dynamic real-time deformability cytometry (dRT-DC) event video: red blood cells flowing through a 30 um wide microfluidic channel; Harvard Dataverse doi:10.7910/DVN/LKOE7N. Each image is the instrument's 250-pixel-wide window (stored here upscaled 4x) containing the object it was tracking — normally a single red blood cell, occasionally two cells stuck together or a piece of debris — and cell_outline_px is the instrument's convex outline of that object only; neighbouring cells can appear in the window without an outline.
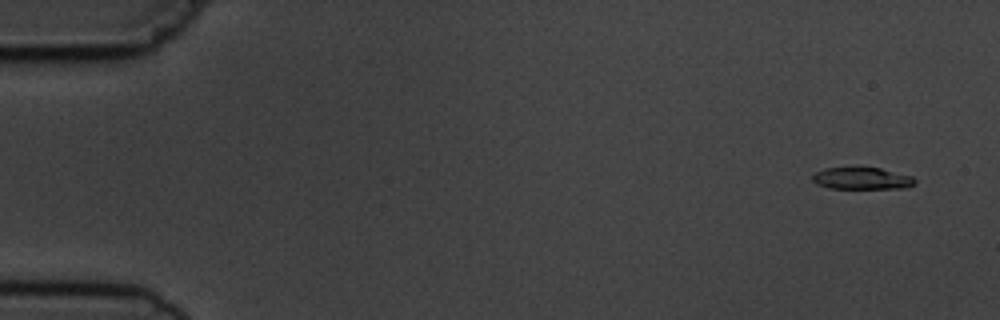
{"species": "common noctule bat (a hibernating species)", "species_latin": "Nyctalus noctula", "temperature_condition": "cold", "stored_images_in_passage": 5, "camera_frame_rate_fps": 3000, "um_per_image_px": 0.085, "animal": {"sex": "male", "body_mass_g": 19.5, "forearm_length_mm": 54.6}, "frame": {"image": 1, "passage_image": 1, "time_ms": 0.0, "image_size_px": [1000, 320], "cell_outline_px": [[916, 184], [908, 188], [828, 188], [816, 184], [812, 180], [812, 176], [816, 172], [824, 168], [880, 168], [912, 176], [916, 180]], "centroid_in_image_um": [73.28, 15.17], "position_along_channel_um": 11.7, "area_um2": 13.06}}
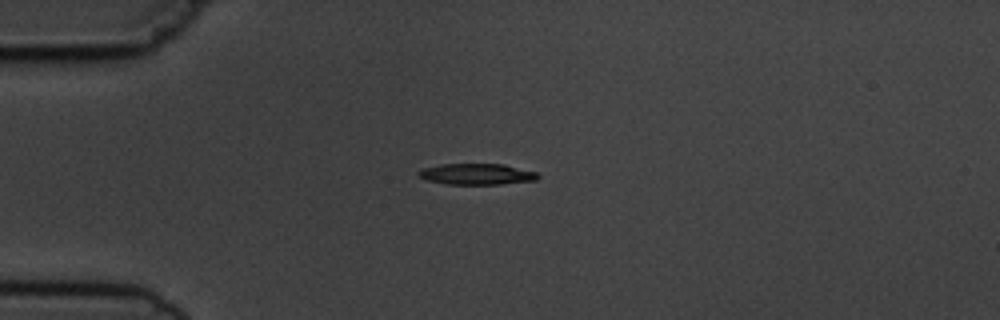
{"frame": {"image": 2, "passage_image": 4, "time_ms": 3.667, "image_size_px": [1000, 320], "cell_outline_px": [[540, 176], [536, 180], [500, 184], [448, 184], [428, 180], [420, 176], [416, 172], [424, 168], [440, 164], [504, 164], [536, 172]], "centroid_in_image_um": [40.54, 14.79], "position_along_channel_um": 44.5, "area_um2": 14.51}}